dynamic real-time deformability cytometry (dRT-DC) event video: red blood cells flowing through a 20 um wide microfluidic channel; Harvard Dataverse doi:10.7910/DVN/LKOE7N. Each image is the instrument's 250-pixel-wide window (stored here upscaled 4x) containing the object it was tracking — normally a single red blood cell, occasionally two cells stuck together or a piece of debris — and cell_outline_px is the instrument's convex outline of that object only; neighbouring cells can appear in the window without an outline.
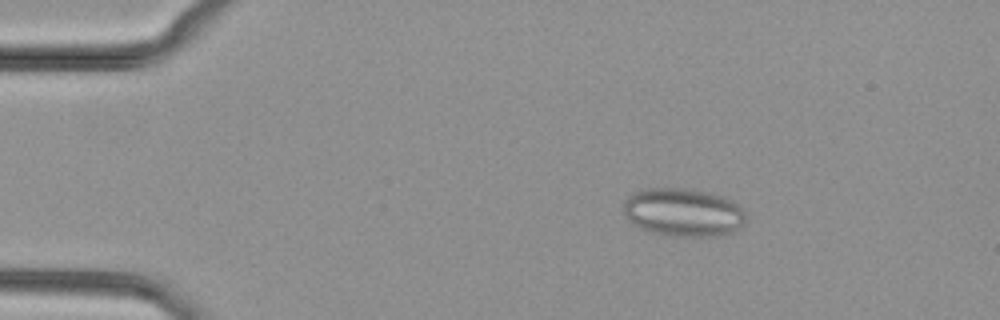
{"species": "common noctule bat (a hibernating species)", "species_latin": "Nyctalus noctula", "temperature_condition": "cold", "stored_images_in_passage": 50, "segment_of_instrument_passage": [1, 2], "camera_frame_rate_fps": 3000, "um_per_image_px": 0.085, "animal": {"sex": "female", "body_mass_g": 29.2, "forearm_length_mm": 56.3}, "frame": {"image": 1, "passage_image": 9, "time_ms": 2.667, "image_size_px": [1000, 320], "cell_outline_px": [[744, 224], [740, 228], [724, 236], [672, 236], [640, 228], [628, 220], [624, 212], [624, 204], [628, 196], [632, 192], [644, 188], [684, 188], [708, 192], [724, 196], [740, 204], [744, 212]], "centroid_in_image_um": [58.1, 18.04], "position_along_channel_um": 26.9, "area_um2": 34.62}}